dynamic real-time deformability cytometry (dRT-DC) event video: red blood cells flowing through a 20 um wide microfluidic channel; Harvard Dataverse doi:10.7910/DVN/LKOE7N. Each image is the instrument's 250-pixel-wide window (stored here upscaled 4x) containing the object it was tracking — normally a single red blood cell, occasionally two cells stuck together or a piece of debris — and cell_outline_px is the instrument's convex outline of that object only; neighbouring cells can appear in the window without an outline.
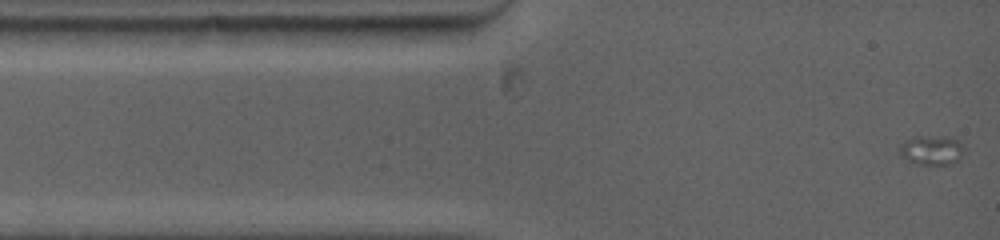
{"species": "common noctule bat (a hibernating species)", "species_latin": "Nyctalus noctula", "temperature_condition": "warm", "stored_images_in_passage": 13, "camera_frame_rate_fps": 5000, "um_per_image_px": 0.085, "animal": {"sex": "female", "body_mass_g": 19.0, "forearm_length_mm": 53.3}, "frame": {"image": 1, "passage_image": 1, "time_ms": 0.0, "image_size_px": [1000, 240], "cell_outline_px": [[964, 152], [960, 160], [952, 164], [920, 164], [908, 160], [900, 156], [900, 148], [904, 140], [916, 136], [944, 136], [956, 140], [964, 148]], "centroid_in_image_um": [79.2, 12.76], "position_along_channel_um": 5.8, "area_um2": 11.04}}